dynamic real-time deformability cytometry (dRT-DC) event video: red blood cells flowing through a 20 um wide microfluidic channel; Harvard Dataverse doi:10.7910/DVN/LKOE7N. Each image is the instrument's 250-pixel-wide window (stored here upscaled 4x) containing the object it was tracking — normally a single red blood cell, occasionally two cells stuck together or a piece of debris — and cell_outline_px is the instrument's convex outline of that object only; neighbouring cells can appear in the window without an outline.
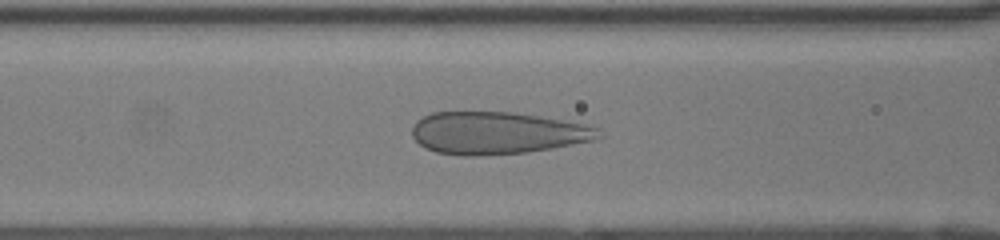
{"species": "human", "species_latin": "Homo sapiens", "temperature_condition": "room temperature", "stored_images_in_passage": 50, "camera_frame_rate_fps": 3000, "um_per_image_px": 0.085, "donor": {"sex": "female"}, "frame": {"image": 1, "passage_image": 22, "time_ms": 7.0, "image_size_px": [1000, 240], "cell_outline_px": [[604, 136], [592, 140], [552, 148], [524, 152], [480, 156], [464, 156], [436, 152], [424, 148], [412, 136], [412, 128], [416, 120], [432, 112], [512, 112], [540, 116], [584, 124], [600, 128]], "centroid_in_image_um": [42.24, 11.3], "position_along_channel_um": 124.4, "area_um2": 46.07}}
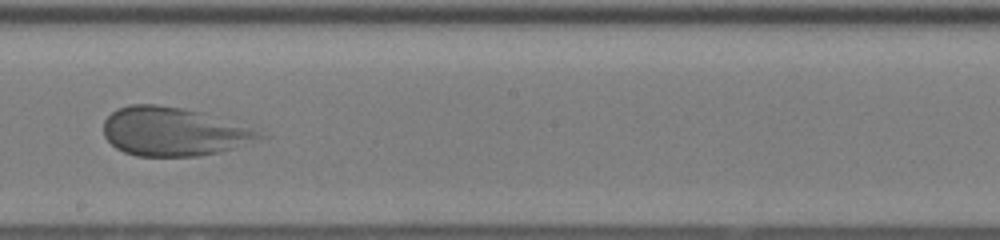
{"frame": {"image": 2, "passage_image": 30, "time_ms": 9.667, "image_size_px": [1000, 240], "cell_outline_px": [[272, 136], [232, 148], [200, 156], [136, 156], [124, 152], [116, 148], [104, 136], [104, 120], [112, 112], [128, 104], [156, 104], [184, 108], [204, 112]], "centroid_in_image_um": [14.74, 11.18], "position_along_channel_um": 233.5, "area_um2": 44.16}}
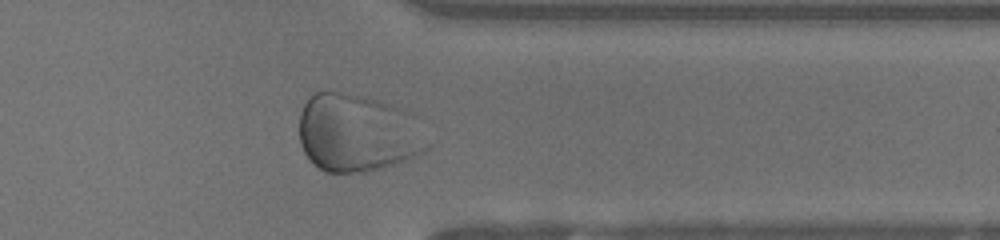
{"frame": {"image": 3, "passage_image": 41, "time_ms": 13.333, "image_size_px": [1000, 240], "cell_outline_px": [[432, 144], [424, 152], [404, 160], [380, 168], [364, 172], [324, 172], [312, 164], [304, 152], [300, 144], [300, 112], [304, 104], [316, 92], [340, 92], [360, 96], [376, 100], [400, 108], [408, 112]], "centroid_in_image_um": [30.37, 11.33], "position_along_channel_um": 381.0, "area_um2": 57.8}}